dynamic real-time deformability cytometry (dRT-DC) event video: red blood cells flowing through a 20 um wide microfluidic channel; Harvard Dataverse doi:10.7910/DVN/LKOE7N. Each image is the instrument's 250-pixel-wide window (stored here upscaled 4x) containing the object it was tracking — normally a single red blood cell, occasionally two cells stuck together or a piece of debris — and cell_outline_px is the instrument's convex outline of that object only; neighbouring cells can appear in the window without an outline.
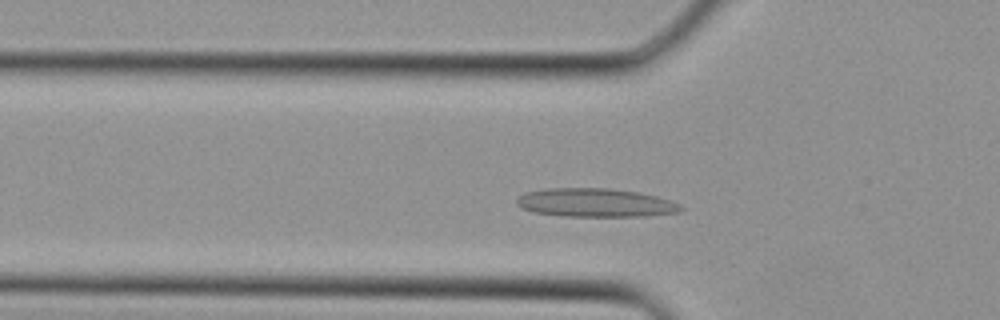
{"species": "Egyptian fruit bat (a non-hibernating species)", "species_latin": "Rousettus aegyptiacus", "temperature_condition": "cold", "stored_images_in_passage": 31, "camera_frame_rate_fps": 3000, "um_per_image_px": 0.085, "animal": {"sex": "female"}, "frame": {"image": 1, "passage_image": 6, "time_ms": 1.667, "image_size_px": [1000, 320], "cell_outline_px": [[684, 208], [680, 212], [644, 216], [560, 216], [532, 212], [520, 208], [516, 204], [516, 200], [520, 196], [528, 192], [544, 188], [608, 188], [640, 192], [656, 196], [680, 204]], "centroid_in_image_um": [50.59, 17.23], "position_along_channel_um": 75.2, "area_um2": 27.46}}
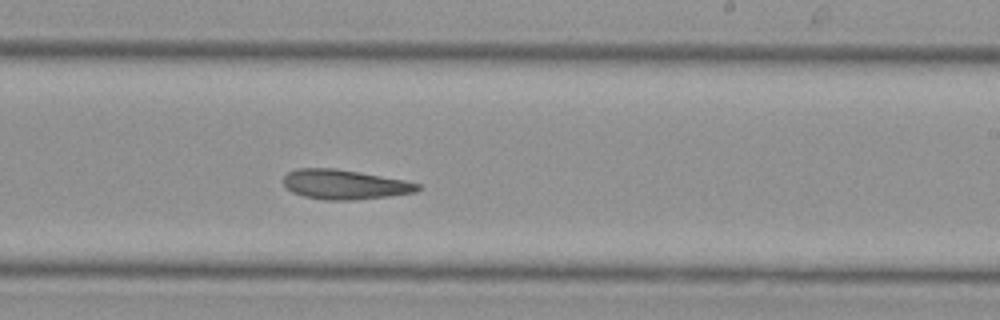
{"frame": {"image": 2, "passage_image": 16, "time_ms": 5.0, "image_size_px": [1000, 320], "cell_outline_px": [[420, 188], [416, 192], [388, 196], [352, 200], [324, 200], [304, 196], [292, 192], [284, 184], [284, 176], [288, 172], [296, 168], [336, 168], [404, 180], [420, 184]], "centroid_in_image_um": [29.28, 15.68], "position_along_channel_um": 259.7, "area_um2": 23.06}}
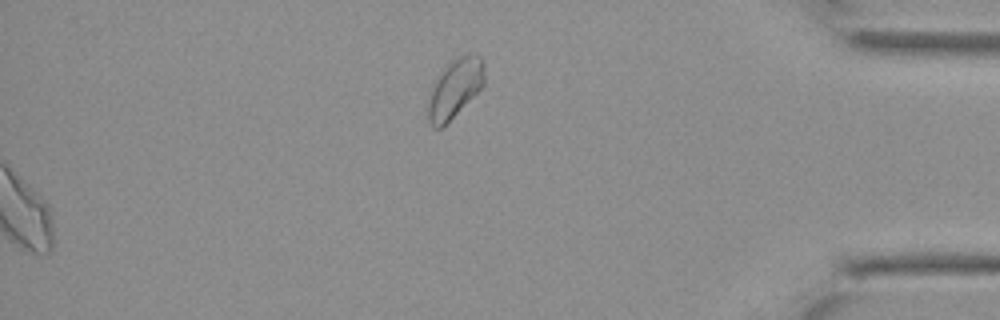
{"frame": {"image": 3, "passage_image": 31, "time_ms": 10.0, "image_size_px": [1000, 320], "cell_outline_px": [[484, 84], [440, 128], [432, 128], [428, 120], [428, 104], [432, 88], [440, 72], [452, 60], [460, 56], [480, 56], [484, 60]], "centroid_in_image_um": [38.65, 7.5], "position_along_channel_um": 396.5, "area_um2": 18.44}}